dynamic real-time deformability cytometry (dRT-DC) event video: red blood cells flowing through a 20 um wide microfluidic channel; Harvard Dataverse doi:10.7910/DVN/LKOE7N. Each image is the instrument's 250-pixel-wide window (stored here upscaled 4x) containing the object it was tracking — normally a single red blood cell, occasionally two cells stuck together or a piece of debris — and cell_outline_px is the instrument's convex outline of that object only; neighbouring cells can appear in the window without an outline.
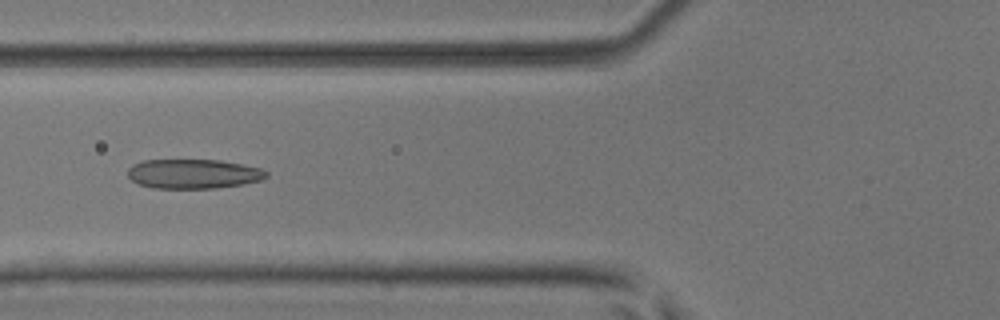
{"species": "common noctule bat (a hibernating species)", "species_latin": "Nyctalus noctula", "temperature_condition": "room temperature", "stored_images_in_passage": 42, "camera_frame_rate_fps": 3000, "um_per_image_px": 0.085, "animal": {"sex": "male", "body_mass_g": 17.9, "forearm_length_mm": 54.2}, "frame": {"image": 1, "passage_image": 10, "time_ms": 3.0, "image_size_px": [1000, 320], "cell_outline_px": [[268, 176], [260, 180], [244, 184], [216, 188], [152, 188], [140, 184], [132, 180], [128, 176], [128, 168], [132, 164], [144, 160], [220, 160], [260, 168], [268, 172]], "centroid_in_image_um": [16.43, 14.78], "position_along_channel_um": 109.4, "area_um2": 23.76}}
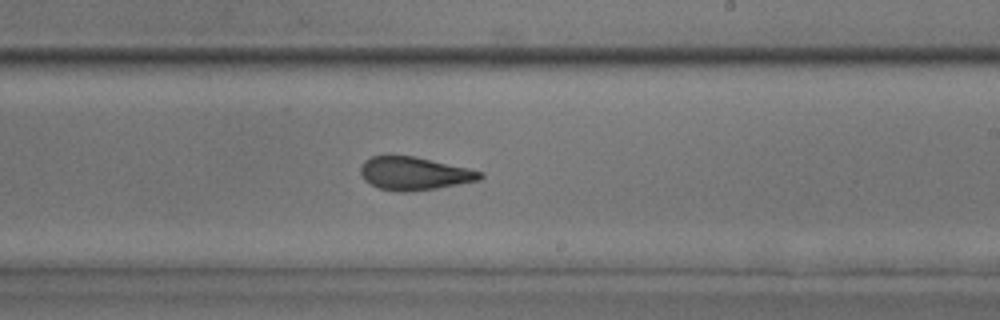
{"frame": {"image": 2, "passage_image": 21, "time_ms": 6.667, "image_size_px": [1000, 320], "cell_outline_px": [[484, 176], [480, 180], [436, 188], [408, 192], [400, 192], [380, 188], [364, 180], [360, 172], [360, 168], [364, 160], [372, 156], [416, 156], [468, 168], [484, 172]], "centroid_in_image_um": [35.23, 14.74], "position_along_channel_um": 253.8, "area_um2": 23.0}}
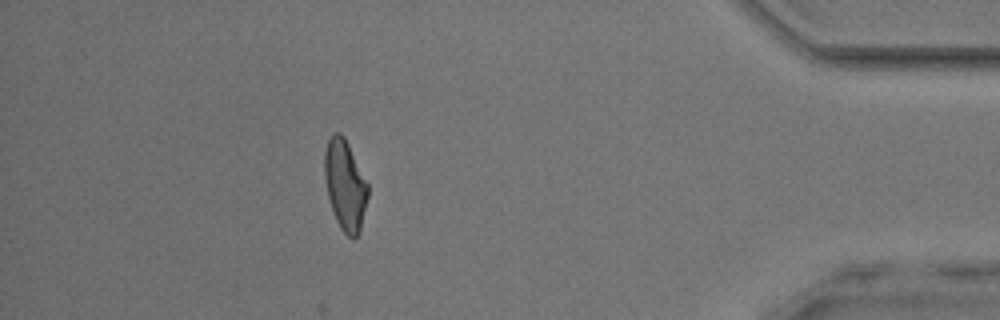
{"frame": {"image": 3, "passage_image": 36, "time_ms": 11.667, "image_size_px": [1000, 320], "cell_outline_px": [[368, 196], [360, 232], [352, 240], [340, 228], [336, 220], [328, 196], [324, 176], [324, 152], [328, 140], [332, 132], [340, 132], [344, 136], [368, 184]], "centroid_in_image_um": [29.32, 15.73], "position_along_channel_um": 405.9, "area_um2": 22.77}, "authors_computed_cell_mechanics": {"area_um2": 23.0622, "velocity_mm_per_s": 3.955, "shape_relaxation_time_tau1_ms": 5.6727, "shape_relaxation_time_tau2_ms": 1.7294, "deformation_change_tau1": 0.1797, "deformation_change_tau2": 0.1017}}